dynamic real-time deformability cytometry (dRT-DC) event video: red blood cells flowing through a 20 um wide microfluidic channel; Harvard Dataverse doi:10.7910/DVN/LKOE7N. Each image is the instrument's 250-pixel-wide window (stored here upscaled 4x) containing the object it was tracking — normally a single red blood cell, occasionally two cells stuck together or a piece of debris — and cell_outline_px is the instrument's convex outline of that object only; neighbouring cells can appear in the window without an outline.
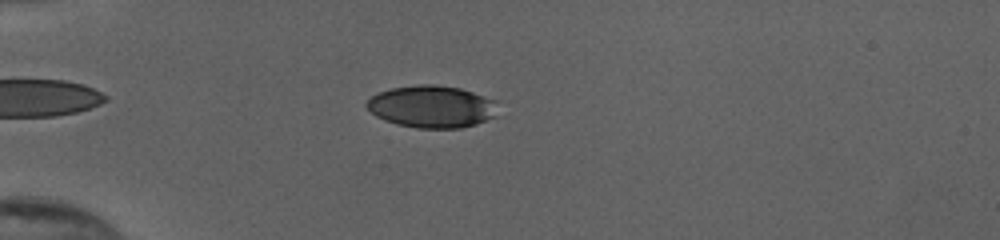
{"species": "human", "species_latin": "Homo sapiens", "temperature_condition": "cold", "stored_images_in_passage": 45, "camera_frame_rate_fps": 3000, "um_per_image_px": 0.085, "donor": {"sex": "female"}, "frame": {"image": 1, "passage_image": 8, "time_ms": 2.333, "image_size_px": [1000, 240], "cell_outline_px": [[496, 116], [476, 124], [460, 128], [416, 128], [396, 124], [384, 120], [376, 116], [364, 104], [372, 96], [380, 92], [392, 88], [420, 84], [432, 84], [460, 88], [496, 100]], "centroid_in_image_um": [36.7, 9.07], "position_along_channel_um": 48.3, "area_um2": 32.19}}
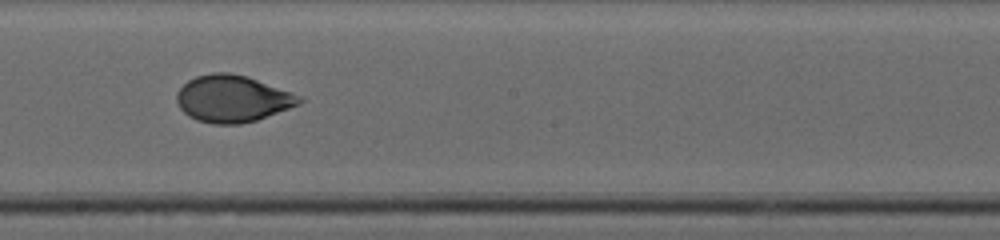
{"frame": {"image": 2, "passage_image": 24, "time_ms": 7.667, "image_size_px": [1000, 240], "cell_outline_px": [[304, 100], [300, 104], [256, 120], [240, 124], [212, 124], [196, 120], [188, 116], [180, 108], [176, 100], [176, 92], [188, 80], [196, 76], [212, 72], [228, 72], [248, 76], [300, 96]], "centroid_in_image_um": [19.72, 8.39], "position_along_channel_um": 228.5, "area_um2": 33.47}}
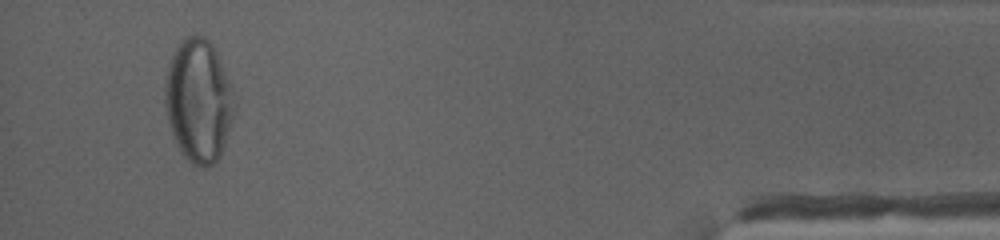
{"frame": {"image": 3, "passage_image": 43, "time_ms": 14.0, "image_size_px": [1000, 240], "cell_outline_px": [[236, 104], [232, 120], [220, 156], [208, 168], [204, 168], [192, 164], [180, 152], [172, 136], [168, 124], [164, 104], [164, 84], [168, 64], [180, 40], [184, 36], [204, 36], [212, 44], [216, 52], [232, 88]], "centroid_in_image_um": [16.85, 8.58], "position_along_channel_um": 418.4, "area_um2": 50.05}, "authors_computed_cell_mechanics": {"area_um2": 33.6396, "velocity_mm_per_s": 3.8999, "shape_relaxation_time_tau1_ms": 3.3345, "shape_relaxation_time_tau2_ms": null, "deformation_change_tau1": 0.1439, "deformation_change_tau2": null}}